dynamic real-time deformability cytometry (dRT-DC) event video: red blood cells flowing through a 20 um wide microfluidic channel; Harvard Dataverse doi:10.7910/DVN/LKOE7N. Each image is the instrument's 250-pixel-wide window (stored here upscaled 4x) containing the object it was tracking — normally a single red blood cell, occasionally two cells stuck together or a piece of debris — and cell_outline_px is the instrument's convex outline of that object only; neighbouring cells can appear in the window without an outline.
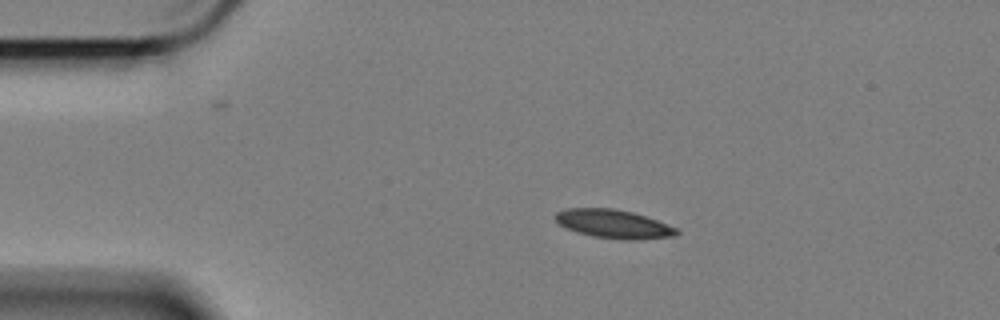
{"species": "Egyptian fruit bat (a non-hibernating species)", "species_latin": "Rousettus aegyptiacus", "temperature_condition": "cold", "stored_images_in_passage": 48, "camera_frame_rate_fps": 3000, "um_per_image_px": 0.085, "animal": {"sex": "female"}, "frame": {"image": 1, "passage_image": 1, "time_ms": 0.0, "image_size_px": [1000, 320], "cell_outline_px": [[680, 232], [676, 236], [640, 240], [620, 240], [592, 236], [576, 232], [556, 224], [556, 212], [568, 208], [612, 208], [632, 212], [656, 220], [676, 228]], "centroid_in_image_um": [52.14, 19.05], "position_along_channel_um": 32.9, "area_um2": 20.35}}
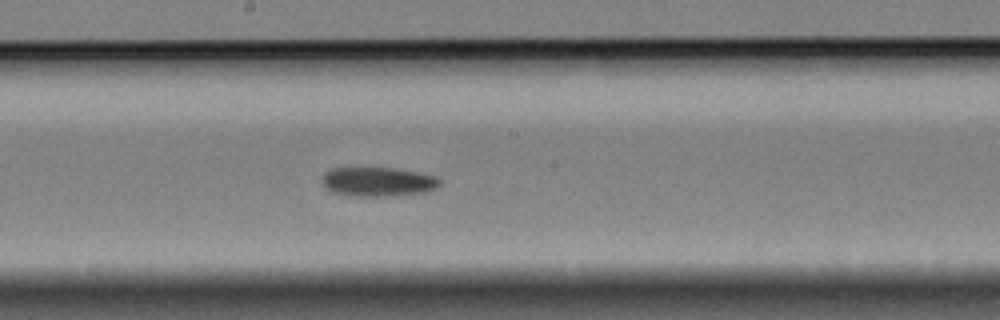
{"frame": {"image": 2, "passage_image": 21, "time_ms": 6.667, "image_size_px": [1000, 320], "cell_outline_px": [[440, 184], [436, 188], [428, 192], [392, 196], [356, 196], [332, 192], [324, 184], [324, 172], [332, 168], [396, 168], [436, 176], [440, 180]], "centroid_in_image_um": [32.18, 15.45], "position_along_channel_um": 216.0, "area_um2": 19.94}}
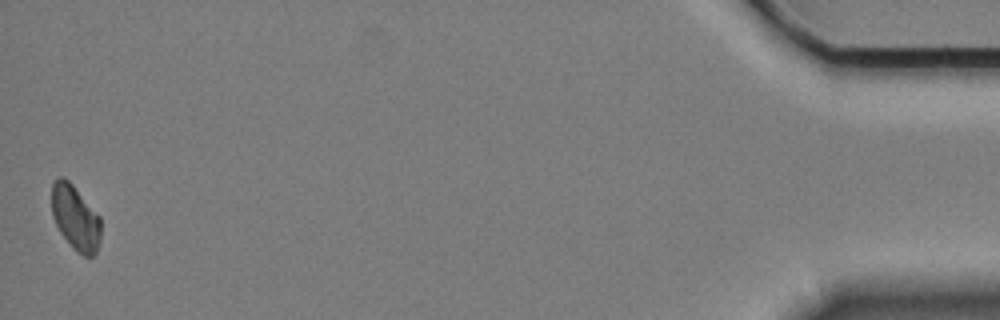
{"frame": {"image": 3, "passage_image": 48, "time_ms": 15.667, "image_size_px": [1000, 320], "cell_outline_px": [[100, 240], [96, 252], [92, 256], [84, 256], [76, 252], [72, 248], [60, 232], [52, 216], [52, 184], [60, 176], [64, 176], [72, 184], [100, 216]], "centroid_in_image_um": [6.41, 18.52], "position_along_channel_um": 428.8, "area_um2": 18.55}, "authors_computed_cell_mechanics": {"area_um2": 20.2011, "velocity_mm_per_s": 3.3717, "shape_relaxation_time_tau1_ms": 3.5781, "shape_relaxation_time_tau2_ms": null, "deformation_change_tau1": 0.1095, "deformation_change_tau2": null}}